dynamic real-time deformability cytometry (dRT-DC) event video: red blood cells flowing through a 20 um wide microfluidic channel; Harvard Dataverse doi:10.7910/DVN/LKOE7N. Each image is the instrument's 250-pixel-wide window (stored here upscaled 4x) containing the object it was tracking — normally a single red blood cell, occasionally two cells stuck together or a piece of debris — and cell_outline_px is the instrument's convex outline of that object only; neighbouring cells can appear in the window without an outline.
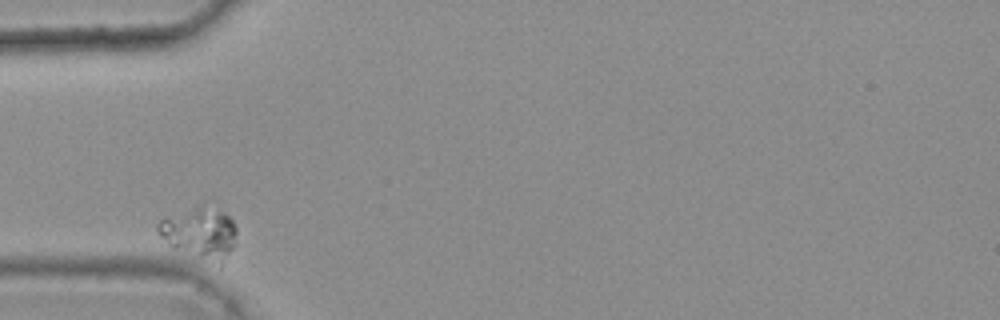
{"species": "common noctule bat (a hibernating species)", "species_latin": "Nyctalus noctula", "temperature_condition": "warm", "stored_images_in_passage": 3, "camera_frame_rate_fps": 3000, "um_per_image_px": 0.085, "animal": {"sex": "female", "body_mass_g": 25.1}, "frame": {"image": 1, "passage_image": 1, "time_ms": 0.0, "image_size_px": [1000, 320], "cell_outline_px": [[236, 244], [220, 268], [172, 248], [168, 244], [156, 228], [156, 224], [160, 220], [208, 200], [224, 212], [232, 220], [236, 228]], "centroid_in_image_um": [17.05, 19.8], "position_along_channel_um": 67.9, "area_um2": 24.62}}
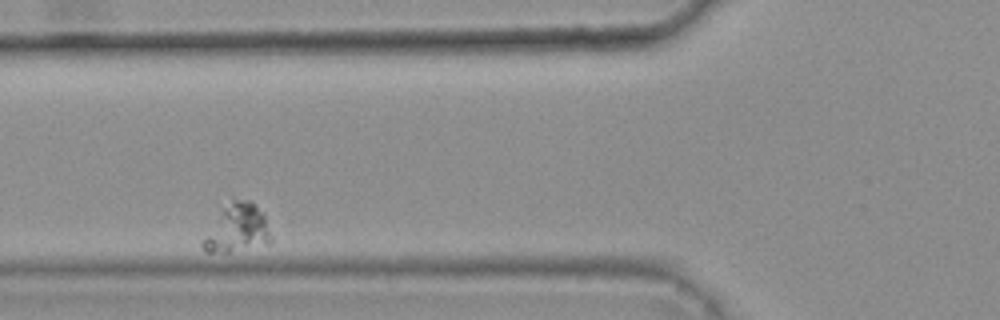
{"frame": {"image": 2, "passage_image": 2, "time_ms": 0.333, "image_size_px": [1000, 320], "cell_outline_px": [[272, 240], [268, 244], [228, 252], [204, 252], [200, 244], [232, 200], [252, 200], [264, 216], [272, 236]], "centroid_in_image_um": [20.23, 19.47], "position_along_channel_um": 105.6, "area_um2": 18.21}}